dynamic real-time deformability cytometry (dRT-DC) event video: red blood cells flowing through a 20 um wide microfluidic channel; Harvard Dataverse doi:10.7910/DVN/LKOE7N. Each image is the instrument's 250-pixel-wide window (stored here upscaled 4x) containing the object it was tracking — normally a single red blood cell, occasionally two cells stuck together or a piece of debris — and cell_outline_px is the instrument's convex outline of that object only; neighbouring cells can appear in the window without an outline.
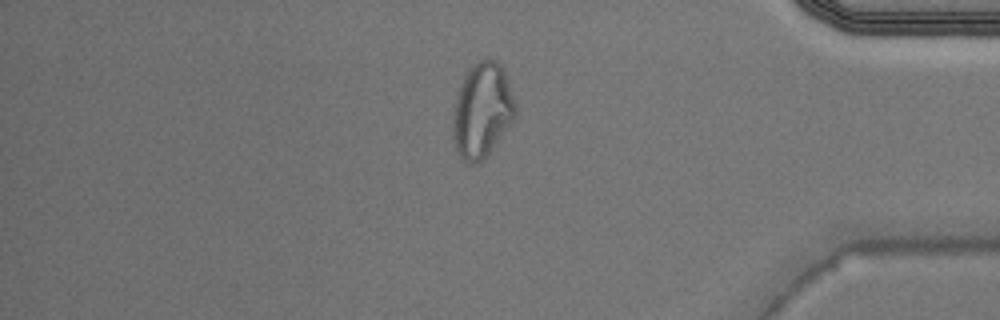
{"species": "Egyptian fruit bat (a non-hibernating species)", "species_latin": "Rousettus aegyptiacus", "temperature_condition": "warm", "stored_images_in_passage": 41, "camera_frame_rate_fps": 3000, "um_per_image_px": 0.085, "animal": {"sex": "male"}, "frame": {"image": 1, "passage_image": 35, "time_ms": 11.333, "image_size_px": [1000, 320], "cell_outline_px": [[516, 112], [512, 120], [484, 160], [476, 164], [472, 164], [464, 160], [460, 156], [452, 140], [452, 112], [456, 96], [464, 76], [480, 60], [496, 60], [500, 64], [504, 72], [516, 104]], "centroid_in_image_um": [40.95, 9.42], "position_along_channel_um": 394.3, "area_um2": 34.1}}